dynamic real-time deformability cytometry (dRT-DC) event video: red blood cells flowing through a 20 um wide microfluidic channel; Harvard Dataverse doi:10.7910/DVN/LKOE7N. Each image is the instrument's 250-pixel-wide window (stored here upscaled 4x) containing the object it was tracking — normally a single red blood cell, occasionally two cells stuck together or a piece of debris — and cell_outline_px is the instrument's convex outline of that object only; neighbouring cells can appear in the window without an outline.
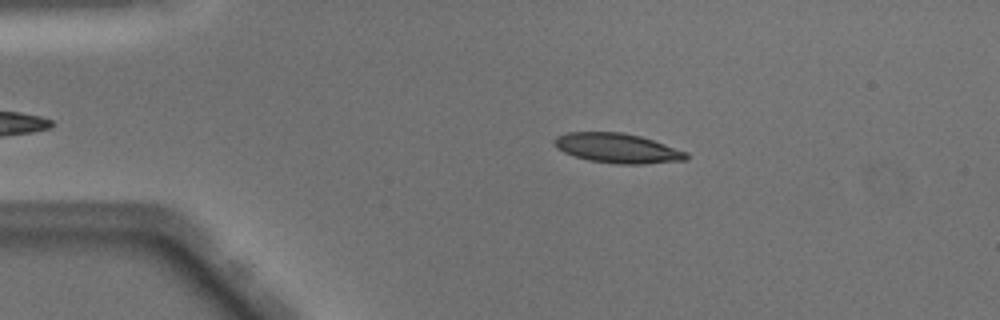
{"species": "Egyptian fruit bat (a non-hibernating species)", "species_latin": "Rousettus aegyptiacus", "temperature_condition": "warm", "stored_images_in_passage": 43, "camera_frame_rate_fps": 3000, "um_per_image_px": 0.085, "animal": {"sex": "male"}, "frame": {"image": 1, "passage_image": 9, "time_ms": 2.667, "image_size_px": [1000, 320], "cell_outline_px": [[688, 160], [644, 164], [616, 164], [588, 160], [564, 152], [556, 148], [552, 144], [552, 140], [556, 136], [568, 132], [624, 132], [640, 136], [688, 152]], "centroid_in_image_um": [52.46, 12.59], "position_along_channel_um": 32.5, "area_um2": 22.95}}
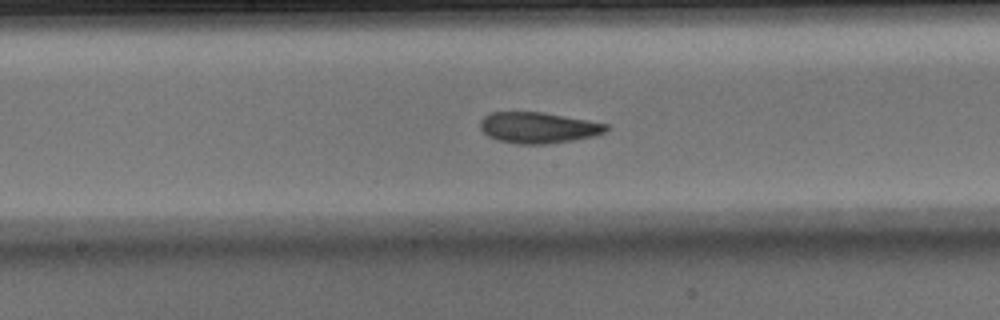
{"frame": {"image": 2, "passage_image": 25, "time_ms": 8.0, "image_size_px": [1000, 320], "cell_outline_px": [[608, 128], [604, 132], [592, 136], [572, 140], [544, 144], [520, 144], [500, 140], [488, 136], [480, 128], [480, 120], [488, 112], [540, 112], [588, 120], [608, 124]], "centroid_in_image_um": [45.72, 10.84], "position_along_channel_um": 202.5, "area_um2": 22.48}}
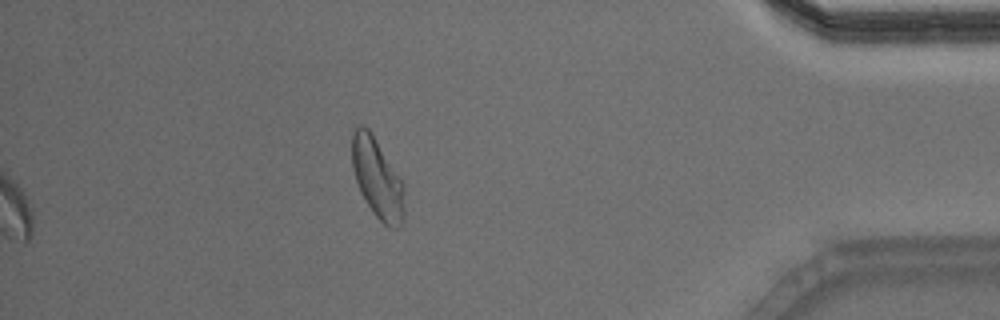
{"frame": {"image": 3, "passage_image": 43, "time_ms": 14.0, "image_size_px": [1000, 320], "cell_outline_px": [[404, 220], [396, 228], [392, 228], [384, 224], [372, 212], [360, 192], [352, 168], [352, 128], [360, 124], [368, 128], [372, 132], [404, 184]], "centroid_in_image_um": [32.06, 15.13], "position_along_channel_um": 403.1, "area_um2": 24.57}, "authors_computed_cell_mechanics": {"area_um2": 22.5998, "velocity_mm_per_s": 4.0487, "shape_relaxation_time_tau1_ms": 5.3873, "shape_relaxation_time_tau2_ms": 2.3259, "deformation_change_tau1": 0.1781, "deformation_change_tau2": 0.1}}